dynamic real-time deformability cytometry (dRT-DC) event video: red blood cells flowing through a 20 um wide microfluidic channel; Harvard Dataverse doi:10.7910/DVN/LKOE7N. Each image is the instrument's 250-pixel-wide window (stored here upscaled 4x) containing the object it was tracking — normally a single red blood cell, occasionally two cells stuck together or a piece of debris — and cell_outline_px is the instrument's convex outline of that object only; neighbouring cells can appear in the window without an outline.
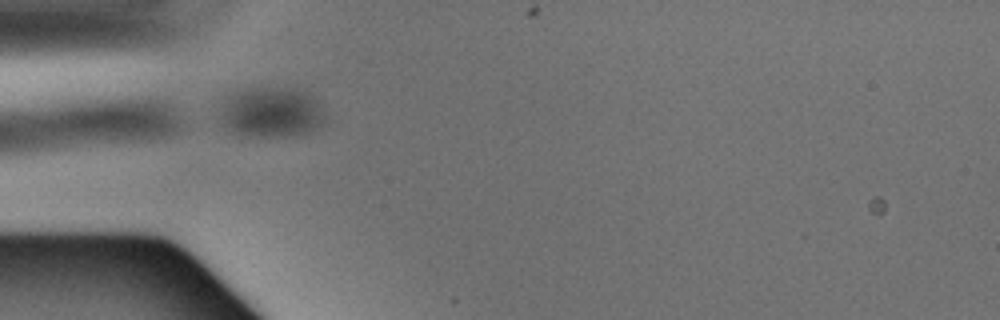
{"species": "Egyptian fruit bat (a non-hibernating species)", "species_latin": "Rousettus aegyptiacus", "temperature_condition": "warm", "stored_images_in_passage": 4, "camera_frame_rate_fps": 3000, "um_per_image_px": 0.085, "animal": {"sex": "male"}, "frame": {"image": 1, "passage_image": 4, "time_ms": 1.0, "image_size_px": [1000, 320], "cell_outline_px": [[324, 124], [308, 132], [276, 136], [260, 136], [232, 132], [220, 124], [220, 108], [228, 96], [236, 92], [260, 88], [280, 88], [304, 92], [316, 104], [324, 120]], "centroid_in_image_um": [22.96, 9.57], "position_along_channel_um": 62.0, "area_um2": 29.48}}